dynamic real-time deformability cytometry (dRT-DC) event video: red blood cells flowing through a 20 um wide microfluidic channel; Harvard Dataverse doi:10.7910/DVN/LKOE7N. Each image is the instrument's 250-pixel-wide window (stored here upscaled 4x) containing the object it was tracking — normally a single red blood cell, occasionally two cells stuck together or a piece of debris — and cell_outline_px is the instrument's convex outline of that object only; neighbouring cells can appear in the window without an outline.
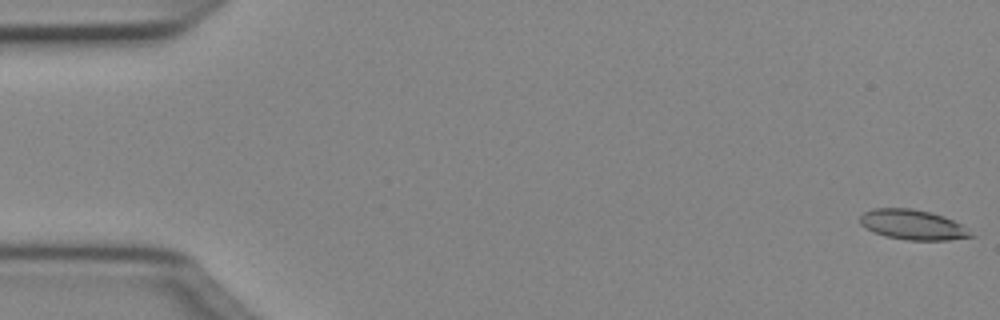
{"species": "Egyptian fruit bat (a non-hibernating species)", "species_latin": "Rousettus aegyptiacus", "temperature_condition": "cold", "stored_images_in_passage": 50, "camera_frame_rate_fps": 3000, "um_per_image_px": 0.085, "animal": {"sex": "female"}, "frame": {"image": 1, "passage_image": 1, "time_ms": 0.0, "image_size_px": [1000, 320], "cell_outline_px": [[976, 236], [948, 240], [908, 240], [888, 236], [872, 232], [864, 228], [860, 224], [860, 216], [864, 212], [872, 208], [912, 208], [932, 212], [944, 216], [960, 224]], "centroid_in_image_um": [77.55, 19.09], "position_along_channel_um": 7.4, "area_um2": 19.42}}
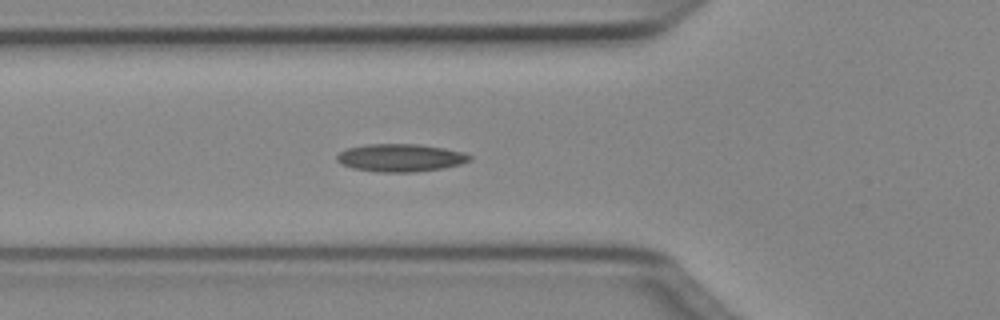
{"frame": {"image": 2, "passage_image": 18, "time_ms": 5.667, "image_size_px": [1000, 320], "cell_outline_px": [[472, 160], [460, 164], [444, 168], [416, 172], [376, 172], [352, 168], [340, 164], [336, 160], [336, 156], [340, 152], [348, 148], [368, 144], [420, 144], [444, 148], [464, 152], [472, 156]], "centroid_in_image_um": [34.05, 13.41], "position_along_channel_um": 91.7, "area_um2": 21.68}}
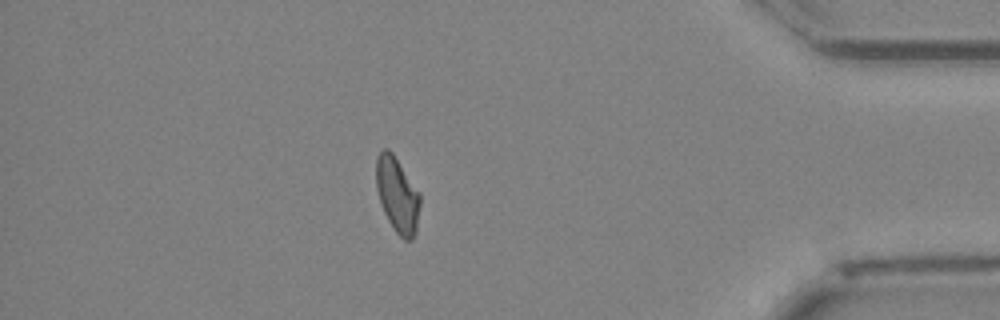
{"frame": {"image": 3, "passage_image": 44, "time_ms": 14.333, "image_size_px": [1000, 320], "cell_outline_px": [[420, 204], [416, 232], [412, 240], [404, 240], [396, 232], [388, 220], [384, 212], [376, 188], [376, 156], [384, 148], [388, 148], [392, 152], [420, 192]], "centroid_in_image_um": [33.78, 16.55], "position_along_channel_um": 401.4, "area_um2": 19.31}}